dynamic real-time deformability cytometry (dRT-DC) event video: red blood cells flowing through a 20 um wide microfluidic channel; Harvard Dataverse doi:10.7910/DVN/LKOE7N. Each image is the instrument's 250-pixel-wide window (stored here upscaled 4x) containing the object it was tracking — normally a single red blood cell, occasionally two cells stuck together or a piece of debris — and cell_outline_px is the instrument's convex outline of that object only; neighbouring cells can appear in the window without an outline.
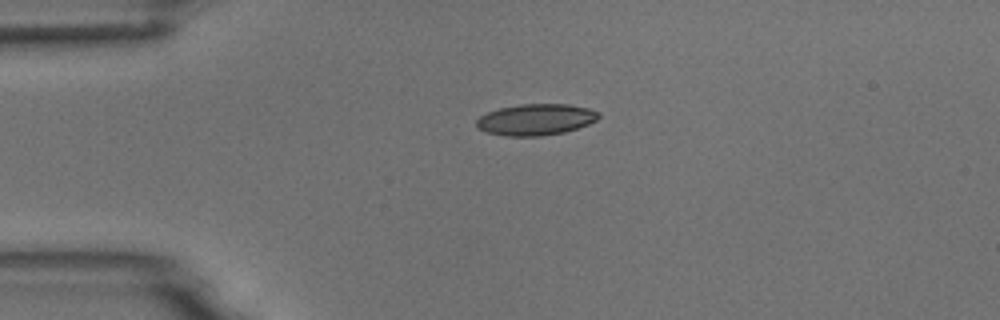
{"species": "common noctule bat (a hibernating species)", "species_latin": "Nyctalus noctula", "temperature_condition": "room temperature", "stored_images_in_passage": 35, "camera_frame_rate_fps": 3000, "um_per_image_px": 0.085, "animal": {"sex": "male", "body_mass_g": 18.8}, "frame": {"image": 1, "passage_image": 1, "time_ms": 0.0, "image_size_px": [1000, 320], "cell_outline_px": [[600, 116], [596, 120], [588, 124], [564, 132], [540, 136], [504, 136], [484, 132], [476, 124], [476, 120], [480, 116], [488, 112], [500, 108], [520, 104], [568, 104], [588, 108], [596, 112]], "centroid_in_image_um": [45.51, 10.17], "position_along_channel_um": 39.5, "area_um2": 22.14}}
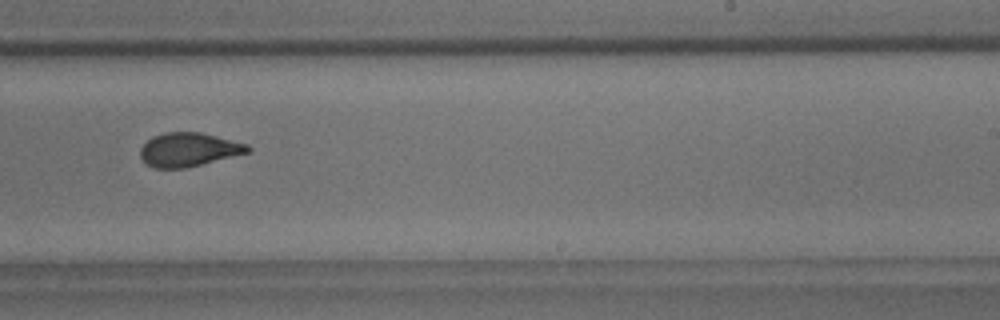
{"frame": {"image": 2, "passage_image": 22, "time_ms": 7.0, "image_size_px": [1000, 320], "cell_outline_px": [[252, 152], [184, 168], [152, 168], [140, 156], [140, 148], [152, 136], [164, 132], [200, 132], [248, 144], [252, 148]], "centroid_in_image_um": [16.06, 12.71], "position_along_channel_um": 272.9, "area_um2": 21.15}}
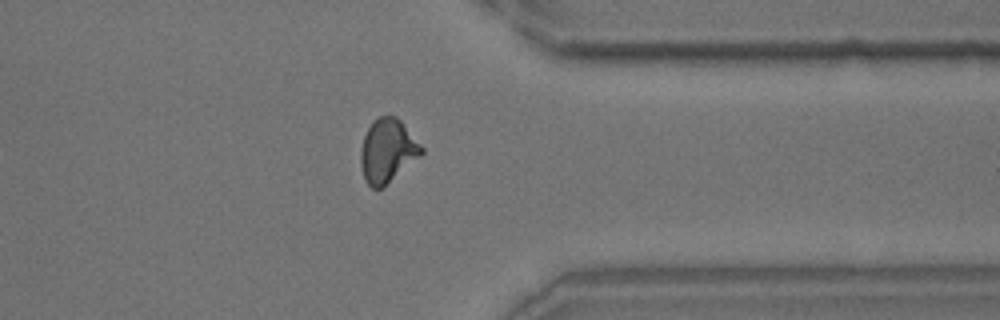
{"frame": {"image": 3, "passage_image": 31, "time_ms": 10.0, "image_size_px": [1000, 320], "cell_outline_px": [[424, 152], [420, 156], [384, 188], [372, 188], [364, 180], [360, 164], [360, 152], [364, 136], [372, 120], [380, 116], [396, 116], [400, 120], [424, 148]], "centroid_in_image_um": [32.93, 12.84], "position_along_channel_um": 378.5, "area_um2": 22.66}, "authors_computed_cell_mechanics": {"area_um2": 21.7906, "velocity_mm_per_s": 3.7272, "shape_relaxation_time_tau1_ms": 5.1147, "shape_relaxation_time_tau2_ms": 1.2318, "deformation_change_tau1": 0.16, "deformation_change_tau2": 0.0791}}